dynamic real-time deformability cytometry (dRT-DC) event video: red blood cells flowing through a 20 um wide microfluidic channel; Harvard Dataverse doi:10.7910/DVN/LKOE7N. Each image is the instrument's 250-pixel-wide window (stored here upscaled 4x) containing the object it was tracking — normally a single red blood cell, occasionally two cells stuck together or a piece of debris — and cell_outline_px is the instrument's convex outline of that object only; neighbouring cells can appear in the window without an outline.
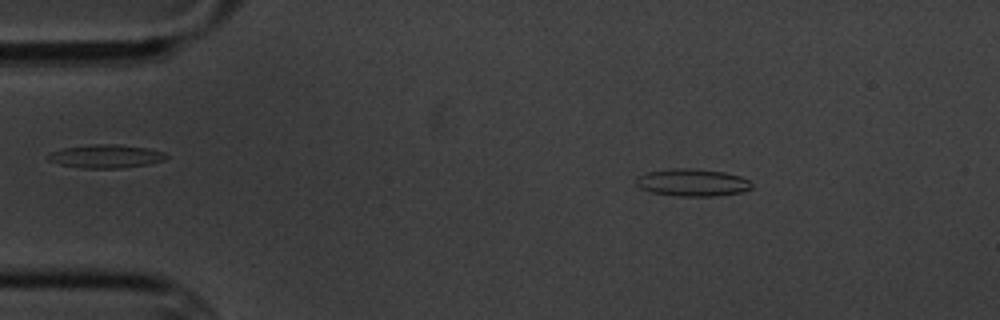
{"species": "common noctule bat (a hibernating species)", "species_latin": "Nyctalus noctula", "temperature_condition": "cold", "stored_images_in_passage": 5, "camera_frame_rate_fps": 3000, "um_per_image_px": 0.085, "animal": {"sex": "male", "body_mass_g": 20.1, "forearm_length_mm": 53.5}, "frame": {"image": 1, "passage_image": 2, "time_ms": 1.333, "image_size_px": [1000, 320], "cell_outline_px": [[752, 188], [744, 192], [716, 196], [676, 196], [652, 192], [640, 188], [636, 184], [636, 176], [648, 172], [672, 168], [692, 168], [724, 172], [740, 176], [748, 180], [752, 184]], "centroid_in_image_um": [58.86, 15.52], "position_along_channel_um": 26.1, "area_um2": 18.55}}